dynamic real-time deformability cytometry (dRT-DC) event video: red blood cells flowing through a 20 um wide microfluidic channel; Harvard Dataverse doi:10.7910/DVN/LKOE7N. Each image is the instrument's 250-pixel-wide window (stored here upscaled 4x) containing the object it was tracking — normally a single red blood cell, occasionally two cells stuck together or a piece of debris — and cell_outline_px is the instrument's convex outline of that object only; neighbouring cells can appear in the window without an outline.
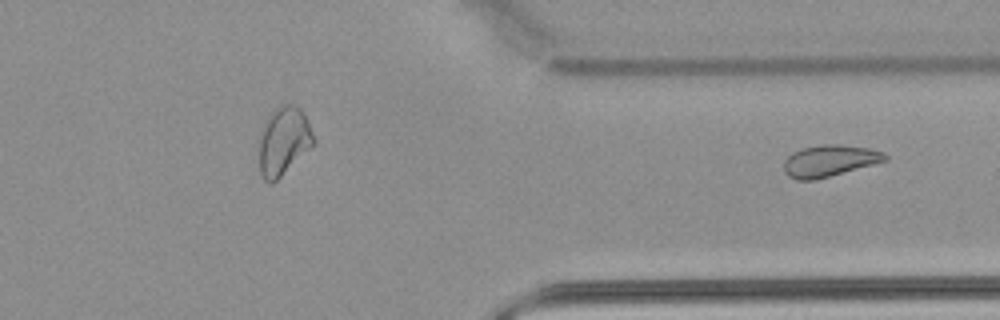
{"species": "common noctule bat (a hibernating species)", "species_latin": "Nyctalus noctula", "temperature_condition": "warm", "stored_images_in_passage": 35, "segment_of_instrument_passage": [2, 2], "camera_frame_rate_fps": 3000, "um_per_image_px": 0.085, "animal": {"sex": "male", "body_mass_g": 21.5, "forearm_length_mm": 52.0}, "frame": {"image": 1, "passage_image": 35, "time_ms": 11.333, "image_size_px": [1000, 320], "cell_outline_px": [[888, 160], [816, 180], [796, 180], [788, 176], [784, 172], [784, 160], [792, 152], [800, 148], [824, 144], [840, 144], [868, 148], [880, 152], [888, 156]], "centroid_in_image_um": [70.46, 13.67], "position_along_channel_um": 340.9, "area_um2": 18.67}}